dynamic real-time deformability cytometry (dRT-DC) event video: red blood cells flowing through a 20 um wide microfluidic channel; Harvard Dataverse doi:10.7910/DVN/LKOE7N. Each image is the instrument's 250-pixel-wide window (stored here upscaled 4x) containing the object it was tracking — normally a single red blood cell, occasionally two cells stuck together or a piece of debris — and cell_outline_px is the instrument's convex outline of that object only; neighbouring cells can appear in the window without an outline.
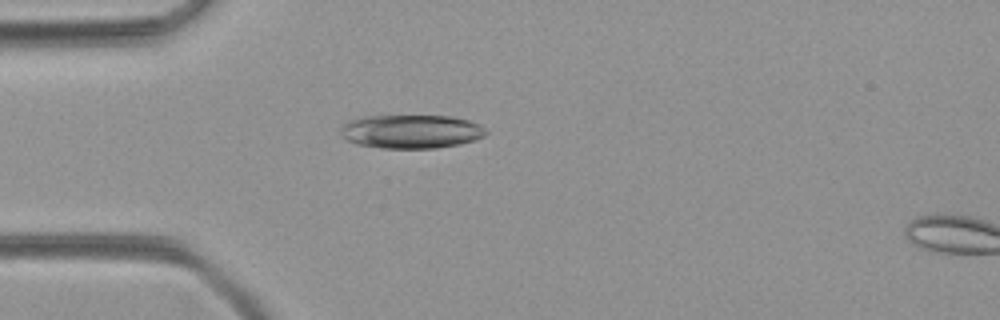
{"species": "common noctule bat (a hibernating species)", "species_latin": "Nyctalus noctula", "temperature_condition": "room temperature", "stored_images_in_passage": 6, "camera_frame_rate_fps": 3000, "um_per_image_px": 0.085, "animal": {"sex": "female", "body_mass_g": 21.9}, "frame": {"image": 1, "passage_image": 4, "time_ms": 1.0, "image_size_px": [1000, 320], "cell_outline_px": [[488, 132], [484, 136], [476, 140], [460, 144], [436, 148], [380, 148], [356, 144], [340, 136], [340, 128], [348, 120], [360, 116], [452, 116], [468, 120], [480, 124]], "centroid_in_image_um": [34.93, 11.18], "position_along_channel_um": 50.1, "area_um2": 28.84}}